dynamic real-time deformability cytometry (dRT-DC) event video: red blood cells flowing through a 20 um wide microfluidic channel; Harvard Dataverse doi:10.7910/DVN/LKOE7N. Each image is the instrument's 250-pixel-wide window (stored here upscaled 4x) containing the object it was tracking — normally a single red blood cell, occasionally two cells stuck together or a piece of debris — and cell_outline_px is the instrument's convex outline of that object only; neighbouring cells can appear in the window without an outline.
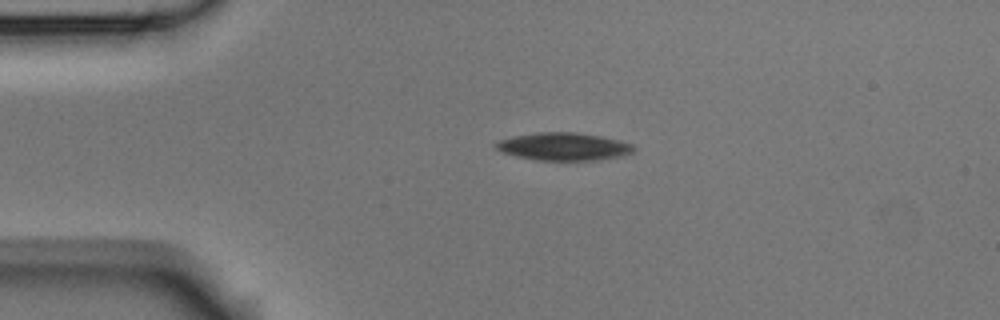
{"species": "Egyptian fruit bat (a non-hibernating species)", "species_latin": "Rousettus aegyptiacus", "temperature_condition": "room temperature", "stored_images_in_passage": 4, "camera_frame_rate_fps": 3000, "um_per_image_px": 0.085, "animal": {"sex": "male"}, "frame": {"image": 1, "passage_image": 3, "time_ms": 0.667, "image_size_px": [1000, 320], "cell_outline_px": [[636, 152], [624, 156], [596, 160], [536, 160], [516, 156], [500, 152], [492, 144], [500, 140], [512, 136], [536, 132], [576, 132], [600, 136], [620, 140], [632, 144], [636, 148]], "centroid_in_image_um": [47.92, 12.46], "position_along_channel_um": 37.1, "area_um2": 22.6}}